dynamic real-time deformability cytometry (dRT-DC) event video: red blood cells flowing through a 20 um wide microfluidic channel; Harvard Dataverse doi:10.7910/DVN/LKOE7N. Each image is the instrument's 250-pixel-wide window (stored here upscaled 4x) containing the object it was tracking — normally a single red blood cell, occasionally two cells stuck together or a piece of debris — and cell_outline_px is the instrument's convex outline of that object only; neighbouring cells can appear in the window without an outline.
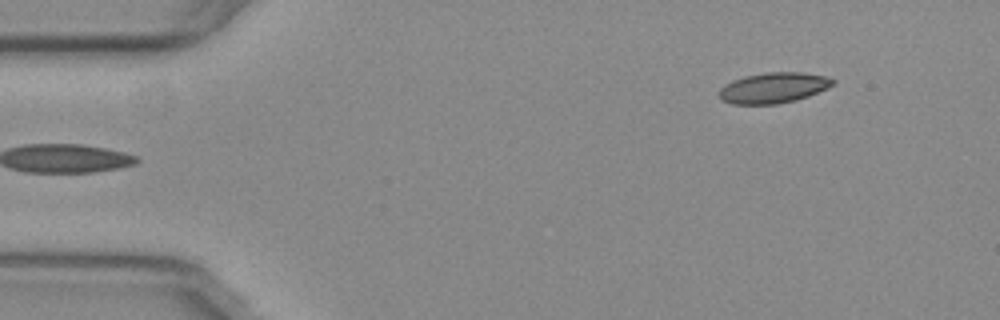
{"species": "common noctule bat (a hibernating species)", "species_latin": "Nyctalus noctula", "temperature_condition": "warm", "stored_images_in_passage": 49, "camera_frame_rate_fps": 3000, "um_per_image_px": 0.085, "animal": {"sex": "female", "body_mass_g": 29.2, "forearm_length_mm": 56.3}, "frame": {"image": 1, "passage_image": 1, "time_ms": 0.0, "image_size_px": [1000, 320], "cell_outline_px": [[836, 80], [828, 88], [808, 96], [796, 100], [776, 104], [732, 104], [720, 100], [720, 88], [724, 84], [732, 80], [744, 76], [764, 72], [800, 72], [824, 76]], "centroid_in_image_um": [65.71, 7.46], "position_along_channel_um": 19.3, "area_um2": 20.29}}
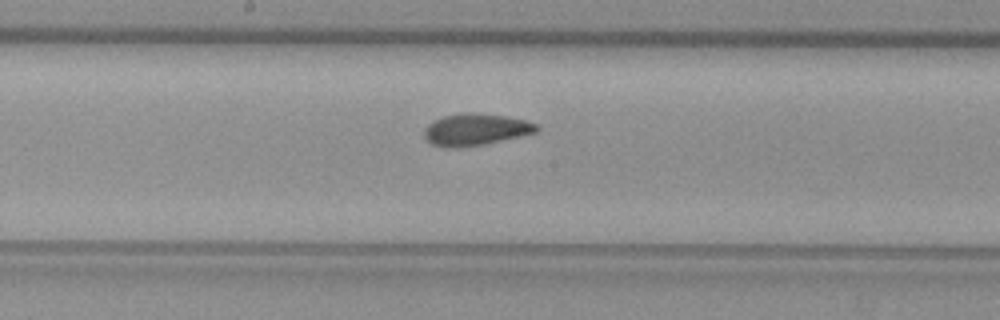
{"frame": {"image": 2, "passage_image": 23, "time_ms": 7.333, "image_size_px": [1000, 320], "cell_outline_px": [[540, 128], [536, 132], [520, 136], [484, 144], [456, 148], [444, 148], [432, 144], [424, 136], [424, 128], [428, 124], [444, 116], [464, 112], [472, 112], [504, 116], [524, 120], [536, 124]], "centroid_in_image_um": [40.4, 11.01], "position_along_channel_um": 207.8, "area_um2": 20.69}}
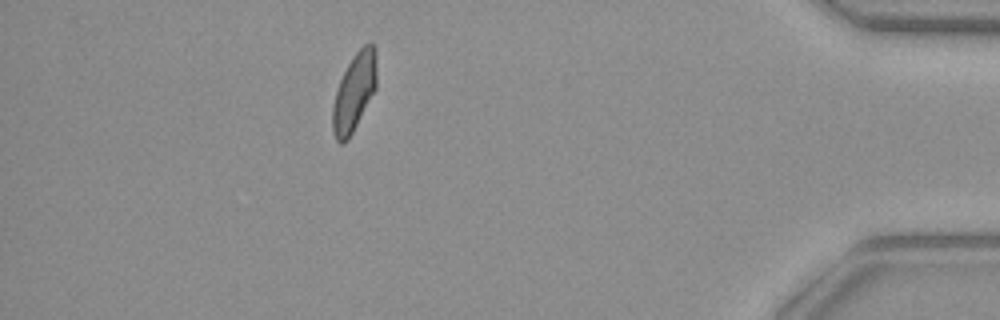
{"frame": {"image": 3, "passage_image": 43, "time_ms": 14.0, "image_size_px": [1000, 320], "cell_outline_px": [[376, 88], [348, 140], [344, 144], [340, 144], [336, 140], [332, 132], [332, 108], [336, 92], [340, 80], [352, 56], [364, 44], [372, 40], [376, 48]], "centroid_in_image_um": [30.11, 7.82], "position_along_channel_um": 405.1, "area_um2": 20.06}, "authors_computed_cell_mechanics": {"area_um2": 20.4034, "velocity_mm_per_s": 3.7775, "shape_relaxation_time_tau1_ms": null, "shape_relaxation_time_tau2_ms": 1.2834, "deformation_change_tau1": null, "deformation_change_tau2": 0.0537}}